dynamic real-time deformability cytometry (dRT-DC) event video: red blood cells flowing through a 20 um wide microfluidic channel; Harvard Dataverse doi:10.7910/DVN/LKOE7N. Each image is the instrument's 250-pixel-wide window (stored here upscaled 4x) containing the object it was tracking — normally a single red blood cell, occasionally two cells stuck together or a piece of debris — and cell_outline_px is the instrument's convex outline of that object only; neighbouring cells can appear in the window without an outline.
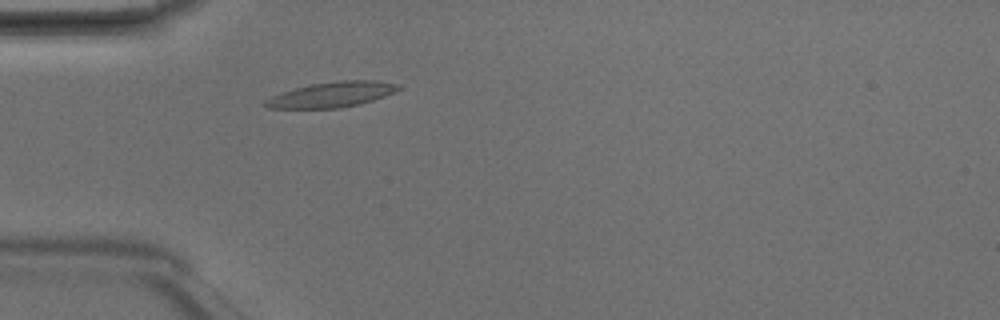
{"species": "Egyptian fruit bat (a non-hibernating species)", "species_latin": "Rousettus aegyptiacus", "temperature_condition": "room temperature", "stored_images_in_passage": 1, "camera_frame_rate_fps": 3000, "um_per_image_px": 0.085, "animal": {"sex": "male"}, "frame": {"image": 1, "passage_image": 1, "time_ms": 0.0, "image_size_px": [1000, 320], "cell_outline_px": [[400, 88], [384, 96], [360, 104], [340, 108], [268, 108], [260, 104], [264, 100], [272, 96], [296, 88], [312, 84], [340, 80], [376, 80], [400, 84]], "centroid_in_image_um": [28.19, 8.04], "position_along_channel_um": 56.8, "area_um2": 19.48}}